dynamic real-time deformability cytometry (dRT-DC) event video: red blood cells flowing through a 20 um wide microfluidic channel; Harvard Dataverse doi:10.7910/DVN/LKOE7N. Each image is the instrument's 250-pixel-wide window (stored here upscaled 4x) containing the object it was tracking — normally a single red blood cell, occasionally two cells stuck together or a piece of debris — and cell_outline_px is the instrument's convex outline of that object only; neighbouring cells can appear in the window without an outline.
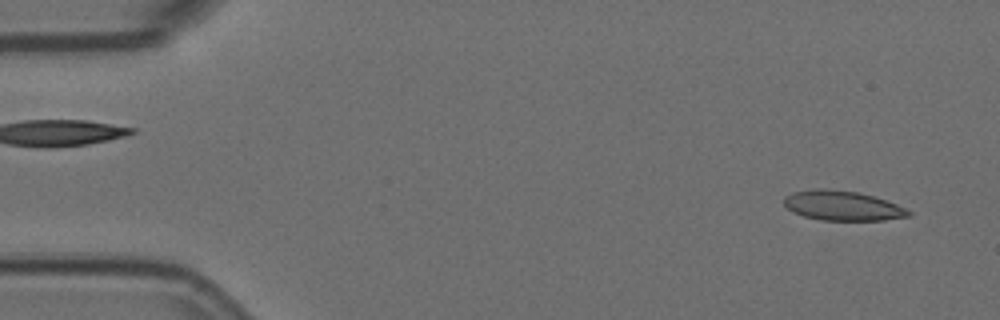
{"species": "Egyptian fruit bat (a non-hibernating species)", "species_latin": "Rousettus aegyptiacus", "temperature_condition": "room temperature", "stored_images_in_passage": 4, "camera_frame_rate_fps": 3000, "um_per_image_px": 0.085, "animal": {"sex": "female"}, "frame": {"image": 1, "passage_image": 1, "time_ms": 0.0, "image_size_px": [1000, 320], "cell_outline_px": [[912, 216], [884, 220], [820, 220], [804, 216], [792, 212], [784, 204], [784, 196], [792, 192], [812, 188], [824, 188], [860, 192], [896, 204], [912, 212]], "centroid_in_image_um": [71.58, 17.47], "position_along_channel_um": 13.4, "area_um2": 21.68}}
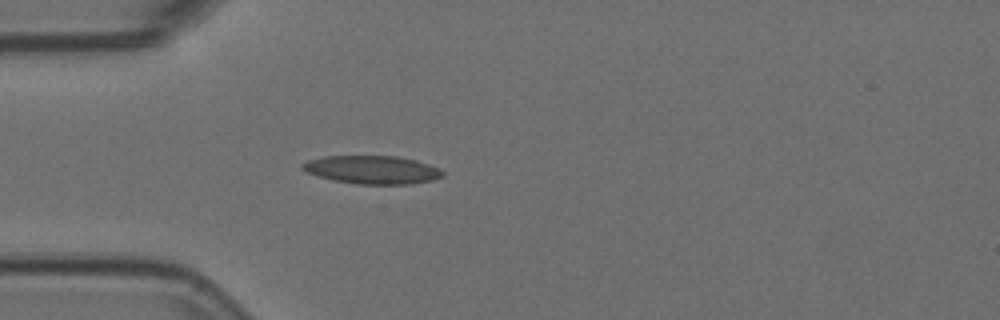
{"frame": {"image": 2, "passage_image": 4, "time_ms": 1.0, "image_size_px": [1000, 320], "cell_outline_px": [[444, 176], [432, 180], [412, 184], [356, 184], [332, 180], [308, 172], [300, 168], [300, 164], [308, 160], [324, 156], [396, 156], [416, 160], [440, 168], [444, 172]], "centroid_in_image_um": [31.65, 14.43], "position_along_channel_um": 53.3, "area_um2": 23.12}}